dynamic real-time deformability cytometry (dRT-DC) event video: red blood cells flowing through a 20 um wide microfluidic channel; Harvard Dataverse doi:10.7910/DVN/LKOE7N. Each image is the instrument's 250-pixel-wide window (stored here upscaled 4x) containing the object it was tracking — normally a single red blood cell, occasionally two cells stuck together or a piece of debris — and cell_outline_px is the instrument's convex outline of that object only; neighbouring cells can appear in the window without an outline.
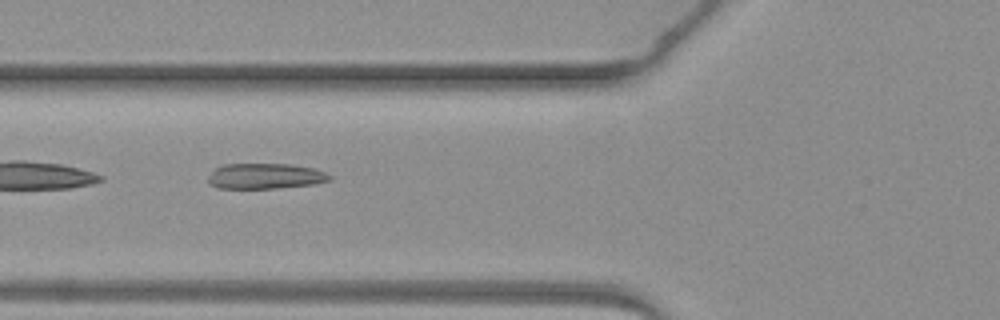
{"species": "common noctule bat (a hibernating species)", "species_latin": "Nyctalus noctula", "temperature_condition": "warm", "stored_images_in_passage": 6, "camera_frame_rate_fps": 3000, "um_per_image_px": 0.085, "animal": {"sex": "female", "body_mass_g": 19.3, "forearm_length_mm": 54.1}, "frame": {"image": 1, "passage_image": 5, "time_ms": 5.667, "image_size_px": [1000, 320], "cell_outline_px": [[332, 180], [312, 184], [276, 188], [220, 188], [212, 184], [208, 180], [208, 176], [216, 168], [224, 164], [292, 164], [312, 168], [324, 172], [332, 176]], "centroid_in_image_um": [22.56, 14.96], "position_along_channel_um": 103.2, "area_um2": 17.86}}